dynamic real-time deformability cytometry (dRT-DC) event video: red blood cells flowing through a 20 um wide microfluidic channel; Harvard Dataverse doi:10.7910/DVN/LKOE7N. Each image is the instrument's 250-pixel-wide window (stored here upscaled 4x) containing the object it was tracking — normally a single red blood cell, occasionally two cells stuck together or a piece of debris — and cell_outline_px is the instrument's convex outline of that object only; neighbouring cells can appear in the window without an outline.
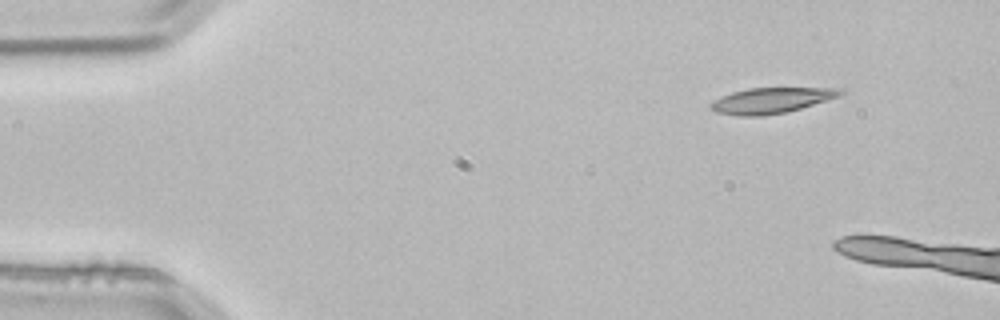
{"species": "common noctule bat (a hibernating species)", "species_latin": "Nyctalus noctula", "temperature_condition": "room temperature", "stored_images_in_passage": 2, "camera_frame_rate_fps": 3000, "um_per_image_px": 0.085, "animal": {"sex": "male", "body_mass_g": 21.5, "forearm_length_mm": 52.0}, "frame": {"image": 1, "passage_image": 1, "time_ms": 0.0, "image_size_px": [1000, 320], "cell_outline_px": [[848, 92], [840, 96], [800, 108], [784, 112], [764, 116], [740, 116], [716, 112], [708, 108], [708, 104], [712, 100], [732, 92], [748, 88], [844, 88]], "centroid_in_image_um": [65.54, 8.53], "position_along_channel_um": 19.5, "area_um2": 19.48}}